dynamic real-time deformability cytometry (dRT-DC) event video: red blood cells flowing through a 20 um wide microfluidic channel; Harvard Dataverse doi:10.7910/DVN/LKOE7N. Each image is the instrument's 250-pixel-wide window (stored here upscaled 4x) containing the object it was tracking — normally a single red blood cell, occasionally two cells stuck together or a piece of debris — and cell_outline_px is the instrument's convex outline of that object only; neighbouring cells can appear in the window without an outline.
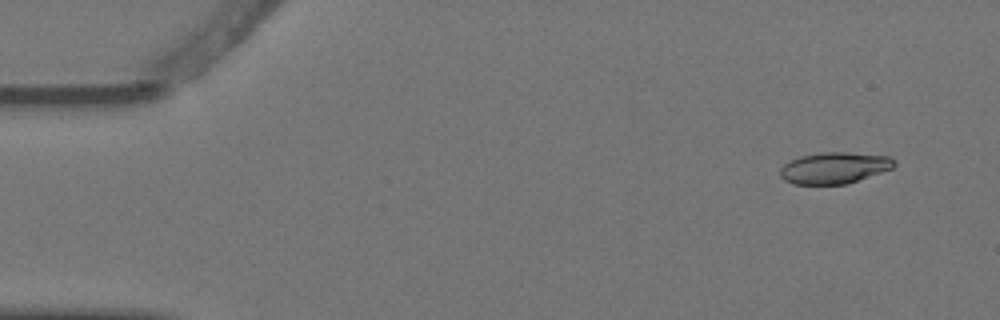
{"species": "Egyptian fruit bat (a non-hibernating species)", "species_latin": "Rousettus aegyptiacus", "temperature_condition": "warm", "stored_images_in_passage": 5, "camera_frame_rate_fps": 3000, "um_per_image_px": 0.085, "animal": {"sex": "female"}, "frame": {"image": 1, "passage_image": 1, "time_ms": 0.0, "image_size_px": [1000, 320], "cell_outline_px": [[896, 164], [892, 168], [848, 184], [792, 184], [784, 180], [780, 176], [780, 168], [784, 164], [800, 156], [820, 152], [848, 152], [892, 156], [896, 160]], "centroid_in_image_um": [70.94, 14.26], "position_along_channel_um": 14.1, "area_um2": 21.04}}
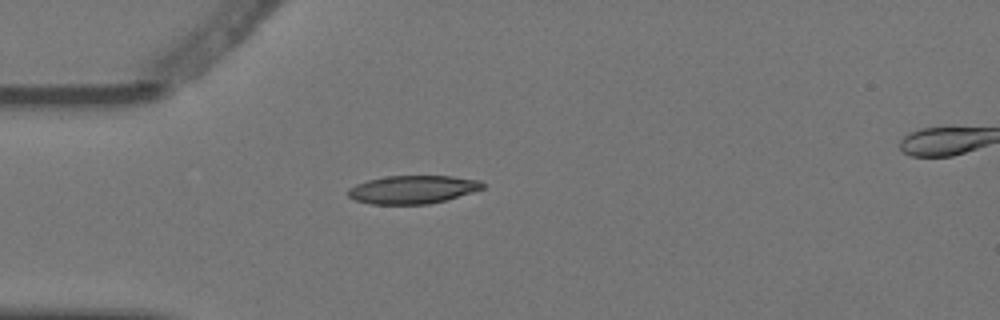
{"frame": {"image": 2, "passage_image": 4, "time_ms": 1.0, "image_size_px": [1000, 320], "cell_outline_px": [[484, 188], [472, 192], [444, 200], [428, 204], [372, 204], [356, 200], [348, 196], [348, 188], [356, 184], [368, 180], [388, 176], [452, 176], [480, 180], [484, 184]], "centroid_in_image_um": [35.07, 16.1], "position_along_channel_um": 49.9, "area_um2": 21.91}}